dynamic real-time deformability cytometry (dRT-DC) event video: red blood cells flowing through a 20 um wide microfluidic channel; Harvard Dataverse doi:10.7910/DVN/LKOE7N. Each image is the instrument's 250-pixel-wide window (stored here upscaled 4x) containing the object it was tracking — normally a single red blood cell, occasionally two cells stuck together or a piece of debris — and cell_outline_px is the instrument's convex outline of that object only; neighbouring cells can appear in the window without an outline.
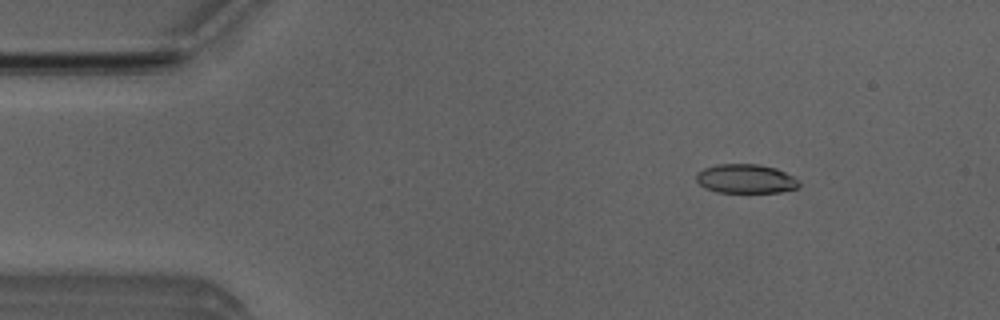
{"species": "Egyptian fruit bat (a non-hibernating species)", "species_latin": "Rousettus aegyptiacus", "temperature_condition": "room temperature", "stored_images_in_passage": 51, "camera_frame_rate_fps": 3000, "um_per_image_px": 0.085, "animal": {"sex": "male"}, "frame": {"image": 1, "passage_image": 7, "time_ms": 2.0, "image_size_px": [1000, 320], "cell_outline_px": [[800, 184], [796, 188], [780, 192], [716, 192], [704, 188], [696, 180], [696, 172], [704, 168], [720, 164], [756, 164], [776, 168], [800, 180]], "centroid_in_image_um": [63.37, 15.2], "position_along_channel_um": 21.6, "area_um2": 17.4}}
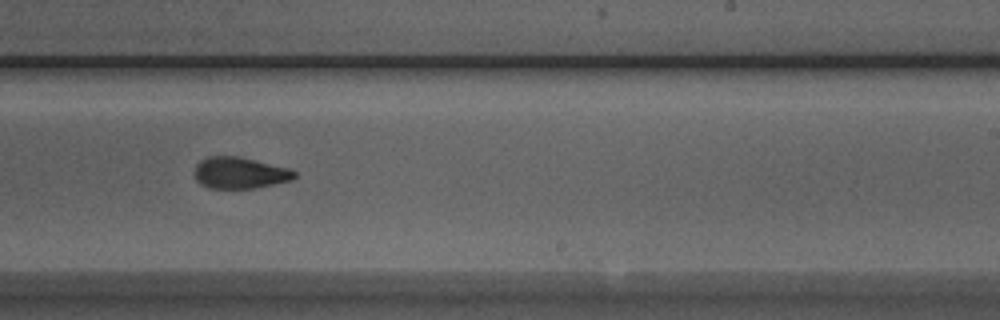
{"frame": {"image": 2, "passage_image": 31, "time_ms": 10.0, "image_size_px": [1000, 320], "cell_outline_px": [[296, 176], [292, 180], [256, 188], [208, 188], [200, 184], [196, 180], [196, 164], [200, 160], [208, 156], [240, 156], [288, 168], [296, 172]], "centroid_in_image_um": [20.38, 14.69], "position_along_channel_um": 268.6, "area_um2": 18.32}}
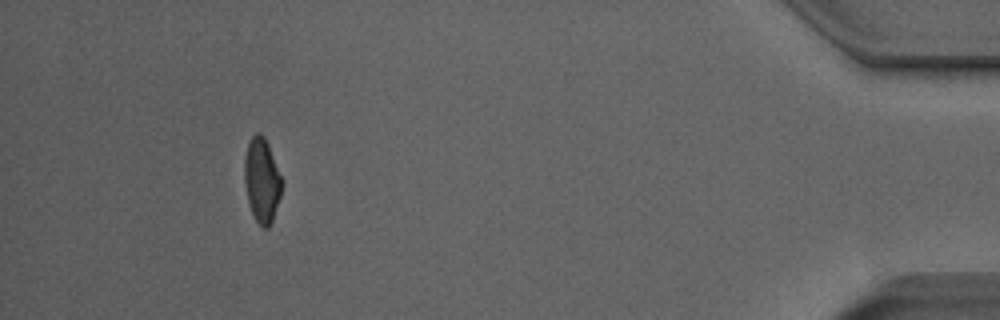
{"frame": {"image": 3, "passage_image": 47, "time_ms": 15.333, "image_size_px": [1000, 320], "cell_outline_px": [[284, 180], [280, 196], [272, 220], [268, 228], [264, 228], [256, 220], [248, 204], [244, 180], [244, 156], [248, 140], [256, 132], [260, 132], [264, 136], [268, 144]], "centroid_in_image_um": [22.25, 15.27], "position_along_channel_um": 412.9, "area_um2": 18.67}, "authors_computed_cell_mechanics": {"area_um2": 18.6694, "velocity_mm_per_s": 4.0135, "shape_relaxation_time_tau1_ms": 7.5832, "shape_relaxation_time_tau2_ms": 1.8747, "deformation_change_tau1": 0.2038, "deformation_change_tau2": 0.0856}}